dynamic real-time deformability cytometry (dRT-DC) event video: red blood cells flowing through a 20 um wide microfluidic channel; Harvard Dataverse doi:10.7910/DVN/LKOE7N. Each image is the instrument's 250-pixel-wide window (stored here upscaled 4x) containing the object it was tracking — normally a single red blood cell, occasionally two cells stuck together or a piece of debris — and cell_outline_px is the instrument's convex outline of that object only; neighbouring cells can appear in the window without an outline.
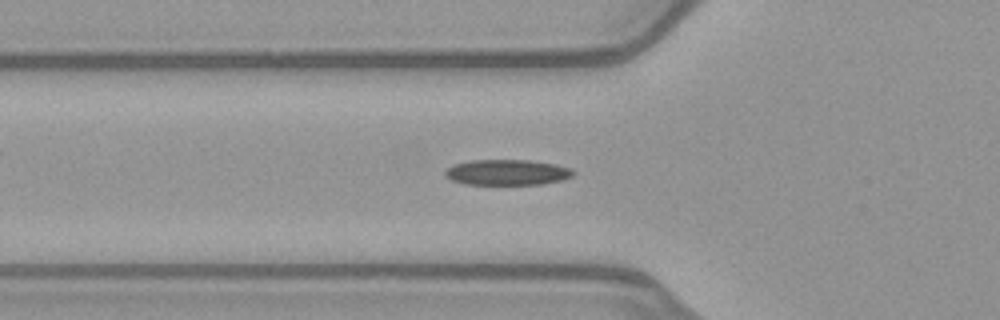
{"species": "common noctule bat (a hibernating species)", "species_latin": "Nyctalus noctula", "temperature_condition": "warm", "stored_images_in_passage": 42, "camera_frame_rate_fps": 3000, "um_per_image_px": 0.085, "animal": {"sex": "female", "body_mass_g": 21.9}, "frame": {"image": 1, "passage_image": 9, "time_ms": 2.667, "image_size_px": [1000, 320], "cell_outline_px": [[576, 172], [572, 176], [564, 180], [544, 184], [464, 184], [452, 180], [444, 176], [444, 172], [452, 164], [472, 160], [528, 160], [556, 164], [572, 168]], "centroid_in_image_um": [43.13, 14.65], "position_along_channel_um": 82.7, "area_um2": 19.31}}
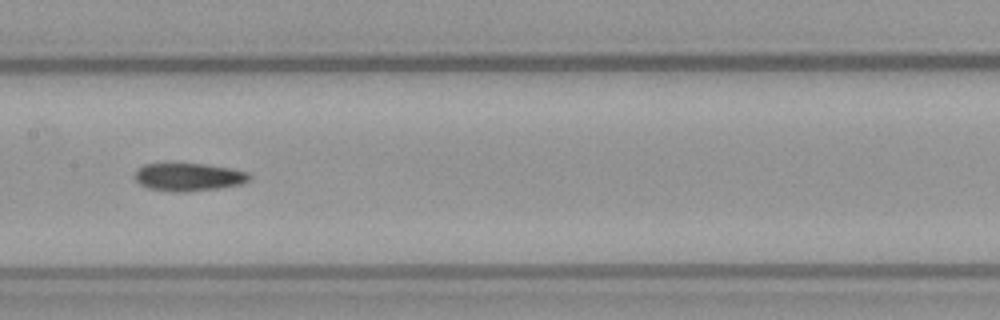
{"frame": {"image": 2, "passage_image": 17, "time_ms": 5.333, "image_size_px": [1000, 320], "cell_outline_px": [[252, 176], [248, 180], [240, 184], [220, 188], [188, 192], [172, 192], [148, 188], [140, 184], [132, 176], [136, 168], [144, 164], [204, 164], [232, 168], [248, 172]], "centroid_in_image_um": [16.0, 15.05], "position_along_channel_um": 191.4, "area_um2": 18.84}}
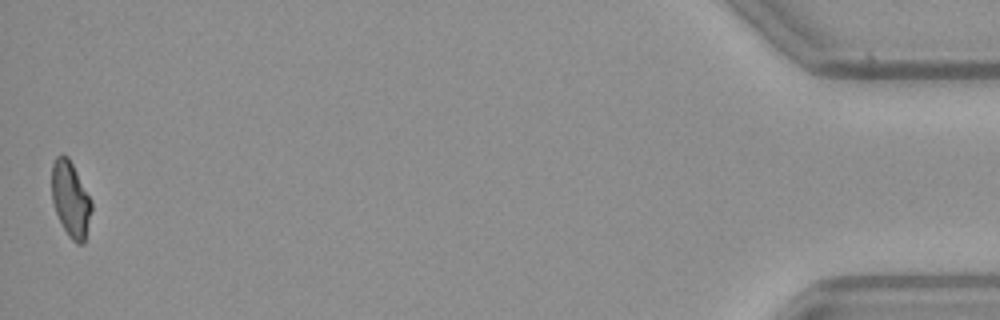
{"frame": {"image": 3, "passage_image": 42, "time_ms": 13.667, "image_size_px": [1000, 320], "cell_outline_px": [[92, 208], [84, 244], [76, 244], [68, 236], [56, 212], [52, 200], [52, 164], [56, 156], [68, 156], [92, 200]], "centroid_in_image_um": [6.01, 16.95], "position_along_channel_um": 429.2, "area_um2": 17.4}, "authors_computed_cell_mechanics": {"area_um2": 18.785, "velocity_mm_per_s": 4.0148, "shape_relaxation_time_tau1_ms": 10.5953, "shape_relaxation_time_tau2_ms": 7.53, "deformation_change_tau1": 0.242, "deformation_change_tau2": 0.1562}}